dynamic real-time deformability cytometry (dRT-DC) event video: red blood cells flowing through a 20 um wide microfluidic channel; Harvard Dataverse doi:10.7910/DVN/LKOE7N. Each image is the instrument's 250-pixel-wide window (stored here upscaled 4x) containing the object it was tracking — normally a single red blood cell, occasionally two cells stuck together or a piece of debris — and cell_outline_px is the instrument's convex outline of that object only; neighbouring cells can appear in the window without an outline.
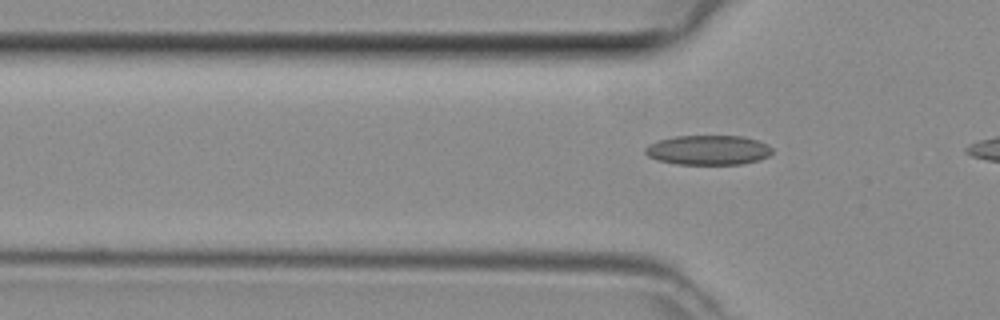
{"species": "common noctule bat (a hibernating species)", "species_latin": "Nyctalus noctula", "temperature_condition": "room temperature", "stored_images_in_passage": 3, "camera_frame_rate_fps": 3000, "um_per_image_px": 0.085, "animal": {"sex": "female", "body_mass_g": 29.2, "forearm_length_mm": 56.3}, "frame": {"image": 1, "passage_image": 3, "time_ms": 0.667, "image_size_px": [1000, 320], "cell_outline_px": [[772, 152], [768, 156], [760, 160], [740, 164], [676, 164], [656, 160], [648, 156], [644, 152], [644, 148], [648, 144], [660, 140], [676, 136], [744, 136], [768, 144], [772, 148]], "centroid_in_image_um": [60.19, 12.76], "position_along_channel_um": 65.6, "area_um2": 22.02}}